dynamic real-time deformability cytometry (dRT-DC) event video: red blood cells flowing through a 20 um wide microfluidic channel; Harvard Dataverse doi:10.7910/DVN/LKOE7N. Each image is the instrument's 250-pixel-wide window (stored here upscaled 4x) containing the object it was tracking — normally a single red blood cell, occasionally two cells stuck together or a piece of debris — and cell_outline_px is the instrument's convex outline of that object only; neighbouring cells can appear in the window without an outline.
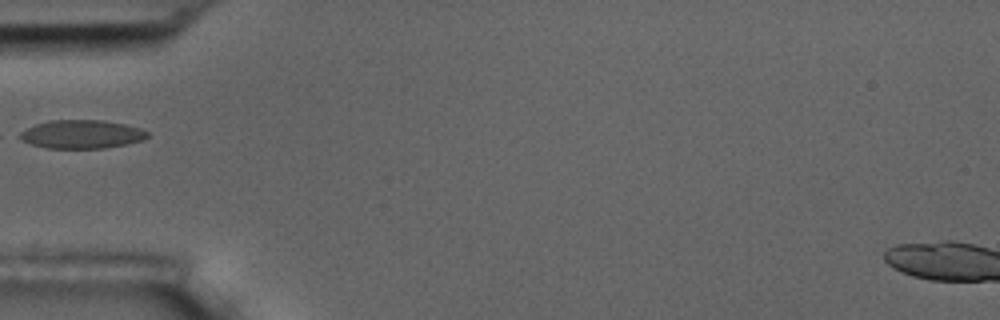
{"species": "common noctule bat (a hibernating species)", "species_latin": "Nyctalus noctula", "temperature_condition": "room temperature", "stored_images_in_passage": 5, "camera_frame_rate_fps": 3000, "um_per_image_px": 0.085, "animal": {"sex": "male", "body_mass_g": 17.5, "forearm_length_mm": 52.3}, "frame": {"image": 1, "passage_image": 5, "time_ms": 5.333, "image_size_px": [1000, 320], "cell_outline_px": [[148, 136], [144, 140], [128, 144], [104, 148], [48, 148], [32, 144], [20, 140], [12, 136], [36, 124], [48, 120], [104, 120], [124, 124], [140, 128], [148, 132]], "centroid_in_image_um": [6.91, 11.41], "position_along_channel_um": 78.1, "area_um2": 21.39}}